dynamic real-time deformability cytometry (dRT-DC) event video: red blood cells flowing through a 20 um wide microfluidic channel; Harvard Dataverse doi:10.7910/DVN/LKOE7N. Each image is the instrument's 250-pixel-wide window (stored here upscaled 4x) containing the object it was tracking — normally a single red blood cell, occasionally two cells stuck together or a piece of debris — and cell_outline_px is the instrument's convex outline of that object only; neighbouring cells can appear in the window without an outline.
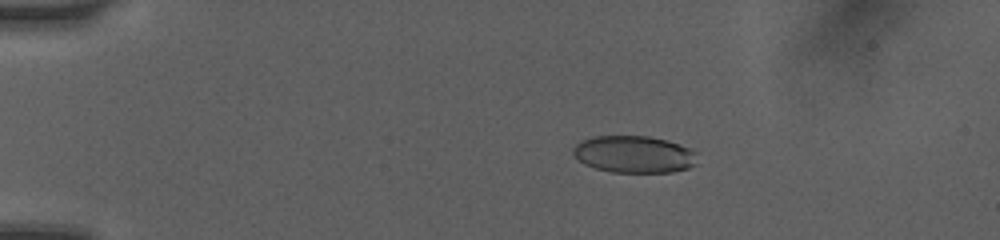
{"species": "human", "species_latin": "Homo sapiens", "temperature_condition": "room temperature", "stored_images_in_passage": 36, "camera_frame_rate_fps": 3000, "um_per_image_px": 0.085, "donor": {"sex": "female"}, "frame": {"image": 1, "passage_image": 8, "time_ms": 3.333, "image_size_px": [1000, 240], "cell_outline_px": [[696, 164], [688, 168], [672, 172], [612, 172], [596, 168], [584, 164], [572, 152], [572, 148], [580, 140], [592, 136], [648, 136], [668, 140], [680, 144], [696, 152]], "centroid_in_image_um": [53.89, 13.1], "position_along_channel_um": 31.1, "area_um2": 26.88}}
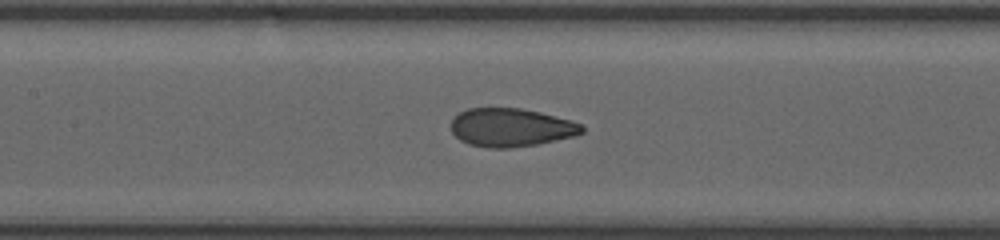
{"frame": {"image": 2, "passage_image": 19, "time_ms": 8.333, "image_size_px": [1000, 240], "cell_outline_px": [[584, 132], [576, 136], [536, 144], [508, 148], [488, 148], [468, 144], [460, 140], [452, 132], [452, 120], [460, 112], [468, 108], [520, 108], [540, 112], [568, 120], [580, 124], [584, 128]], "centroid_in_image_um": [43.42, 10.84], "position_along_channel_um": 164.0, "area_um2": 29.07}}
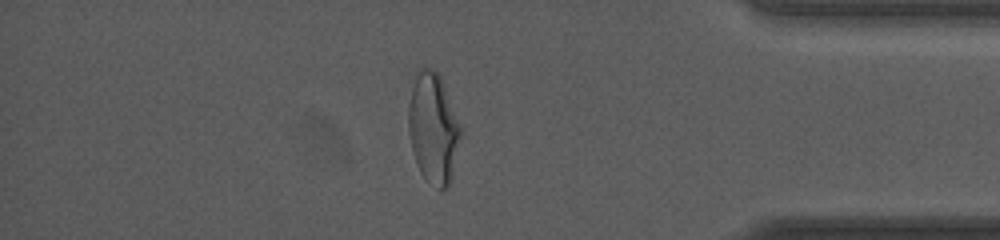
{"frame": {"image": 3, "passage_image": 33, "time_ms": 14.667, "image_size_px": [1000, 240], "cell_outline_px": [[464, 132], [452, 180], [448, 188], [440, 188], [424, 176], [420, 172], [416, 164], [412, 152], [408, 132], [408, 104], [412, 88], [416, 76], [420, 68], [432, 68], [440, 76], [464, 128]], "centroid_in_image_um": [36.88, 10.92], "position_along_channel_um": 398.3, "area_um2": 34.33}, "authors_computed_cell_mechanics": {"area_um2": 29.2179, "velocity_mm_per_s": 4.1028, "shape_relaxation_time_tau1_ms": 5.159, "shape_relaxation_time_tau2_ms": 0.7214, "deformation_change_tau1": 0.1799, "deformation_change_tau2": 0.0534}}